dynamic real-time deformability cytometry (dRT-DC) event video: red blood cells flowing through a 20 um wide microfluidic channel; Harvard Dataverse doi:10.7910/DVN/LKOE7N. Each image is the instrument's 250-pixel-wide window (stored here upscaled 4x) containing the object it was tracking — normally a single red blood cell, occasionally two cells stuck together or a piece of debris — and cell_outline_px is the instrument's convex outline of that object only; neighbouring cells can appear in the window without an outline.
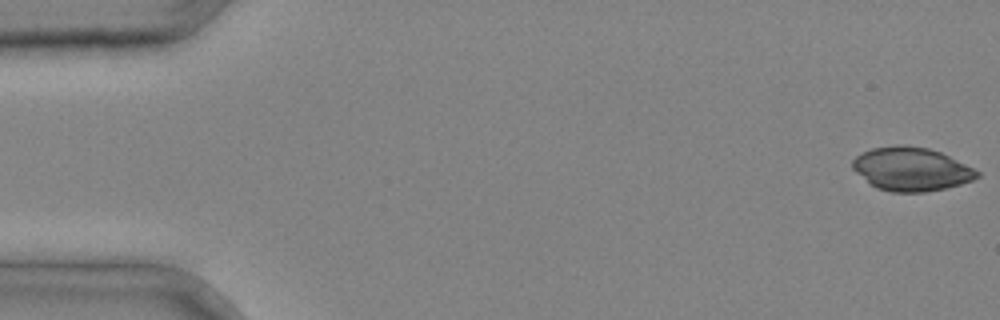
{"species": "common noctule bat (a hibernating species)", "species_latin": "Nyctalus noctula", "temperature_condition": "cold", "stored_images_in_passage": 3, "camera_frame_rate_fps": 3000, "um_per_image_px": 0.085, "animal": {"sex": "male", "body_mass_g": 20.4}, "frame": {"image": 1, "passage_image": 1, "time_ms": 0.0, "image_size_px": [1000, 320], "cell_outline_px": [[980, 176], [972, 180], [960, 184], [944, 188], [924, 192], [892, 192], [876, 188], [856, 172], [852, 168], [852, 160], [856, 156], [872, 148], [896, 144], [904, 144], [928, 148], [940, 152], [980, 172]], "centroid_in_image_um": [77.43, 14.36], "position_along_channel_um": 7.6, "area_um2": 31.39}}